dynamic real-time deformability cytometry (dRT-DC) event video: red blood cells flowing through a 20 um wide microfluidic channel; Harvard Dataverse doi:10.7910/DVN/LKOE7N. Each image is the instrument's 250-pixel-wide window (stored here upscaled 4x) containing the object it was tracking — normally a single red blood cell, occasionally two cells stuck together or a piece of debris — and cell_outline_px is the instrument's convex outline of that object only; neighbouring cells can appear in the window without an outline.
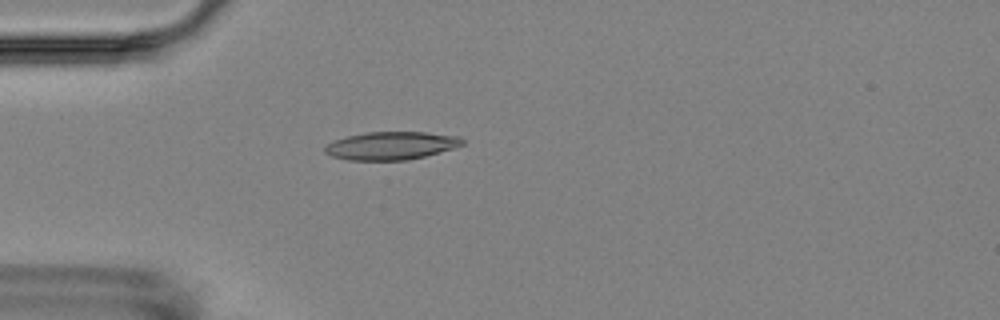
{"species": "Egyptian fruit bat (a non-hibernating species)", "species_latin": "Rousettus aegyptiacus", "temperature_condition": "room temperature", "stored_images_in_passage": 4, "camera_frame_rate_fps": 3000, "um_per_image_px": 0.085, "animal": {"sex": "female"}, "frame": {"image": 1, "passage_image": 4, "time_ms": 3.333, "image_size_px": [1000, 320], "cell_outline_px": [[464, 144], [452, 148], [424, 156], [408, 160], [348, 160], [332, 156], [324, 152], [324, 148], [328, 144], [336, 140], [348, 136], [364, 132], [424, 132], [460, 136], [464, 140]], "centroid_in_image_um": [33.25, 12.38], "position_along_channel_um": 51.7, "area_um2": 22.25}}